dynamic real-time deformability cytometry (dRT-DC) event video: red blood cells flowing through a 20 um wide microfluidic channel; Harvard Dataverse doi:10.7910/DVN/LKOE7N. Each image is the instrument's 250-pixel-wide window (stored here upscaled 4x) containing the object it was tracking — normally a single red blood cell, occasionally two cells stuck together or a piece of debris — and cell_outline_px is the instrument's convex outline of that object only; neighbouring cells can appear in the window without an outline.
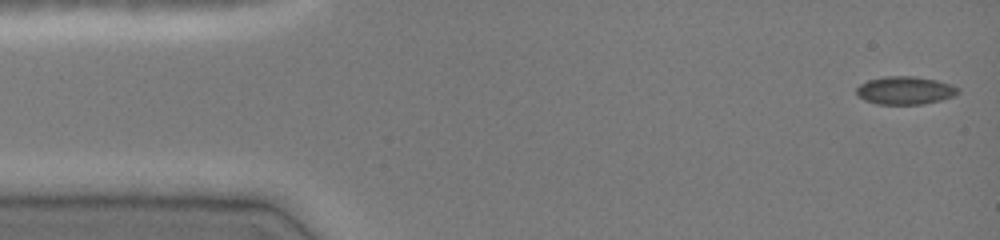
{"species": "common noctule bat (a hibernating species)", "species_latin": "Nyctalus noctula", "temperature_condition": "cold", "stored_images_in_passage": 46, "camera_frame_rate_fps": 3000, "um_per_image_px": 0.085, "animal": {"sex": "female", "body_mass_g": 19.0, "forearm_length_mm": 51.5}, "frame": {"image": 1, "passage_image": 1, "time_ms": 0.0, "image_size_px": [1000, 240], "cell_outline_px": [[960, 92], [956, 96], [924, 104], [876, 104], [864, 100], [856, 92], [856, 88], [860, 84], [868, 80], [884, 76], [916, 76], [936, 80], [960, 88]], "centroid_in_image_um": [76.94, 7.68], "position_along_channel_um": 8.1, "area_um2": 16.65}}
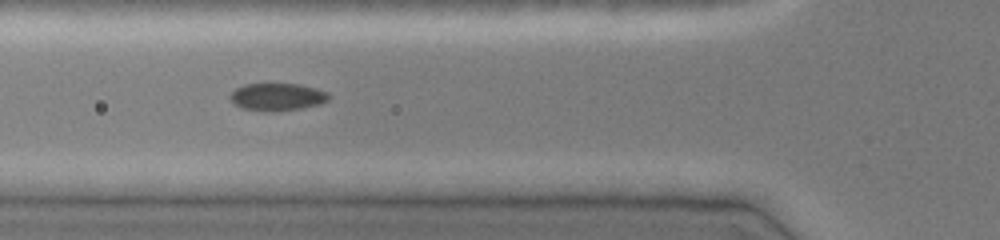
{"frame": {"image": 2, "passage_image": 16, "time_ms": 5.0, "image_size_px": [1000, 240], "cell_outline_px": [[328, 100], [320, 104], [280, 112], [268, 112], [240, 108], [228, 96], [236, 88], [244, 84], [300, 84], [316, 88], [328, 92]], "centroid_in_image_um": [23.56, 8.24], "position_along_channel_um": 102.2, "area_um2": 15.9}}
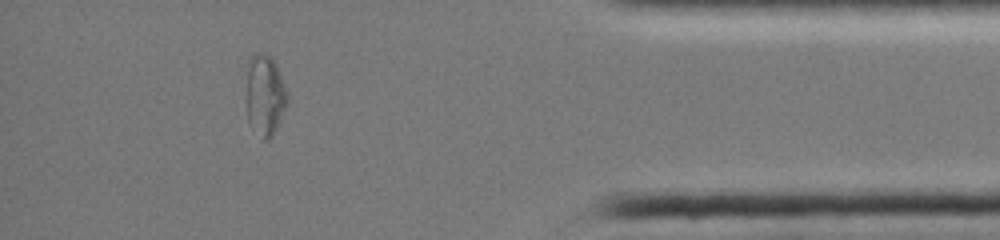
{"frame": {"image": 3, "passage_image": 41, "time_ms": 13.333, "image_size_px": [1000, 240], "cell_outline_px": [[288, 100], [280, 120], [272, 136], [268, 140], [264, 140], [248, 124], [244, 100], [244, 96], [248, 60], [252, 52], [260, 52], [268, 56], [276, 64], [288, 92]], "centroid_in_image_um": [22.46, 8.08], "position_along_channel_um": 412.7, "area_um2": 20.06}}